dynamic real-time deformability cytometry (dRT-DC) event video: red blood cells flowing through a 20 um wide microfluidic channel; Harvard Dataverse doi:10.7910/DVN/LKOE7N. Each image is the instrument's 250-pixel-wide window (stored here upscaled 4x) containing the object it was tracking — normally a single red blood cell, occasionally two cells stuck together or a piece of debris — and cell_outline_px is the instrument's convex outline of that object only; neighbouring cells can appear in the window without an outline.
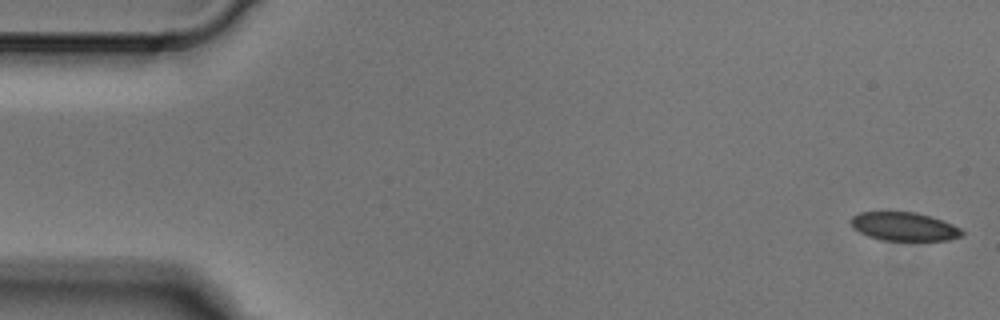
{"species": "Egyptian fruit bat (a non-hibernating species)", "species_latin": "Rousettus aegyptiacus", "temperature_condition": "cold", "stored_images_in_passage": 5, "segment_of_instrument_passage": [2, 2], "camera_frame_rate_fps": 3000, "um_per_image_px": 0.085, "animal": {"sex": "male"}, "frame": {"image": 1, "passage_image": 5, "time_ms": 1.333, "image_size_px": [1000, 320], "cell_outline_px": [[964, 232], [960, 236], [948, 240], [880, 240], [868, 236], [852, 228], [852, 216], [860, 212], [916, 212], [952, 224], [960, 228]], "centroid_in_image_um": [76.82, 19.26], "position_along_channel_um": 8.2, "area_um2": 18.21}}